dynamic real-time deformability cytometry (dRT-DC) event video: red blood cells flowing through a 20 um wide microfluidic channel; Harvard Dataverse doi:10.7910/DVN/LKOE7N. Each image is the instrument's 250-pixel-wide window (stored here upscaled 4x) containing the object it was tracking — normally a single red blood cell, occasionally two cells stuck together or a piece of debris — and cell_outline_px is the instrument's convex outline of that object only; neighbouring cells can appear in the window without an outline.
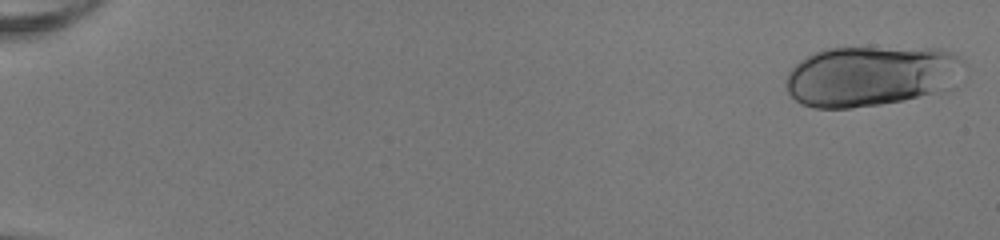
{"species": "human", "species_latin": "Homo sapiens", "temperature_condition": "room temperature", "stored_images_in_passage": 21, "camera_frame_rate_fps": 3000, "um_per_image_px": 0.085, "donor": {"sex": "female"}, "frame": {"image": 1, "passage_image": 1, "time_ms": 0.0, "image_size_px": [1000, 240], "cell_outline_px": [[968, 64], [932, 92], [904, 100], [880, 104], [852, 108], [816, 108], [800, 104], [788, 92], [784, 84], [784, 76], [800, 60], [812, 52], [824, 48], [940, 48], [956, 52]], "centroid_in_image_um": [73.89, 6.43], "position_along_channel_um": 11.1, "area_um2": 62.14}}
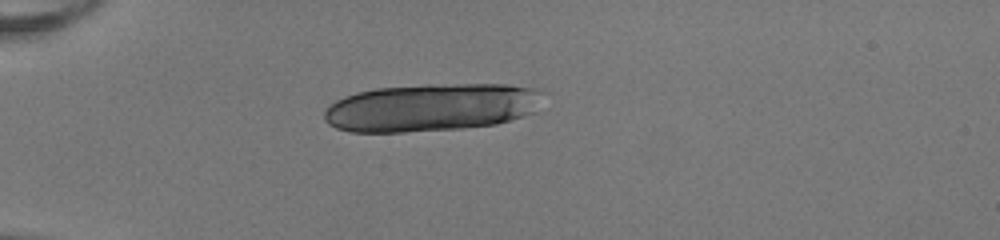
{"frame": {"image": 2, "passage_image": 15, "time_ms": 4.667, "image_size_px": [1000, 240], "cell_outline_px": [[548, 92], [536, 112], [496, 124], [464, 128], [404, 132], [348, 132], [336, 128], [328, 124], [324, 120], [324, 112], [336, 100], [356, 92], [376, 88], [428, 84], [508, 84], [540, 88]], "centroid_in_image_um": [36.75, 9.12], "position_along_channel_um": 48.2, "area_um2": 61.9}}